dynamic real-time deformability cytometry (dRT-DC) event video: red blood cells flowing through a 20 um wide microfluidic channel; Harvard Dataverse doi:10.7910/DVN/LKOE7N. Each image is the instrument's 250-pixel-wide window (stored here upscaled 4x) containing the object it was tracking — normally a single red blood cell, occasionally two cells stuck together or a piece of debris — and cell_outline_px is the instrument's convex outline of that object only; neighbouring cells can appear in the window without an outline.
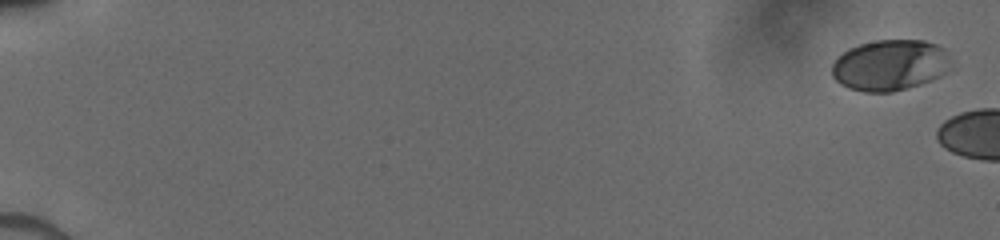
{"species": "human", "species_latin": "Homo sapiens", "temperature_condition": "cold", "stored_images_in_passage": 5, "camera_frame_rate_fps": 3000, "um_per_image_px": 0.085, "donor": {"sex": "male"}, "frame": {"image": 1, "passage_image": 1, "time_ms": 0.0, "image_size_px": [1000, 240], "cell_outline_px": [[952, 60], [944, 72], [940, 76], [932, 80], [920, 84], [892, 92], [864, 92], [848, 88], [840, 84], [832, 76], [832, 64], [836, 56], [848, 48], [860, 44], [876, 40], [924, 40], [936, 44], [944, 48]], "centroid_in_image_um": [75.62, 5.53], "position_along_channel_um": 9.4, "area_um2": 35.6}}